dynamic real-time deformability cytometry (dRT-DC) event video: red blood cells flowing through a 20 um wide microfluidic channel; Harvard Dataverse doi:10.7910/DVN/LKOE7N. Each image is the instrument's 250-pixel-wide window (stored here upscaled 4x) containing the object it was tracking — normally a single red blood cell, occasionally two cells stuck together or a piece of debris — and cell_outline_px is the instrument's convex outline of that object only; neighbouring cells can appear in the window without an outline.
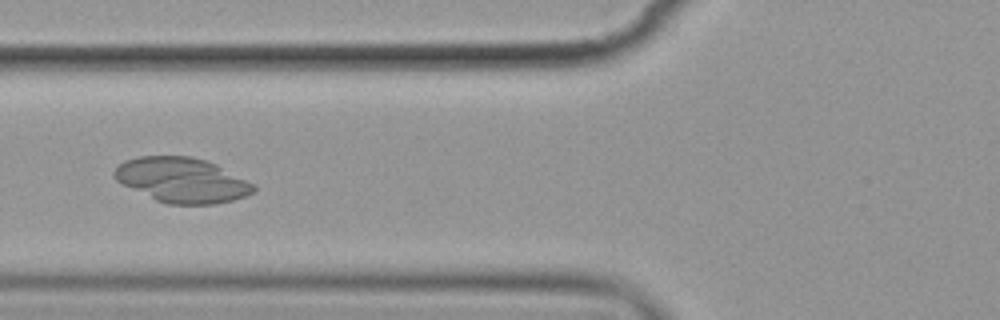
{"species": "common noctule bat (a hibernating species)", "species_latin": "Nyctalus noctula", "temperature_condition": "cold", "stored_images_in_passage": 10, "camera_frame_rate_fps": 3000, "um_per_image_px": 0.085, "animal": {"sex": "female", "body_mass_g": 19.9}, "frame": {"image": 1, "passage_image": 6, "time_ms": 6.667, "image_size_px": [1000, 320], "cell_outline_px": [[256, 192], [232, 200], [212, 204], [168, 204], [156, 200], [116, 180], [112, 176], [112, 172], [124, 160], [140, 156], [192, 156], [216, 164], [256, 184]], "centroid_in_image_um": [15.49, 15.3], "position_along_channel_um": 110.3, "area_um2": 36.3}}
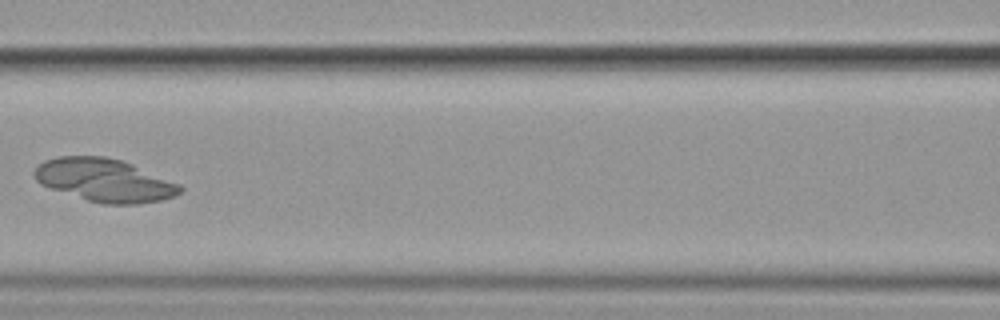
{"frame": {"image": 2, "passage_image": 7, "time_ms": 8.0, "image_size_px": [1000, 320], "cell_outline_px": [[184, 188], [176, 196], [160, 200], [136, 204], [104, 204], [88, 200], [40, 184], [32, 176], [32, 172], [44, 160], [60, 156], [104, 156], [120, 160], [132, 164], [180, 184]], "centroid_in_image_um": [8.88, 15.31], "position_along_channel_um": 157.7, "area_um2": 36.24}}